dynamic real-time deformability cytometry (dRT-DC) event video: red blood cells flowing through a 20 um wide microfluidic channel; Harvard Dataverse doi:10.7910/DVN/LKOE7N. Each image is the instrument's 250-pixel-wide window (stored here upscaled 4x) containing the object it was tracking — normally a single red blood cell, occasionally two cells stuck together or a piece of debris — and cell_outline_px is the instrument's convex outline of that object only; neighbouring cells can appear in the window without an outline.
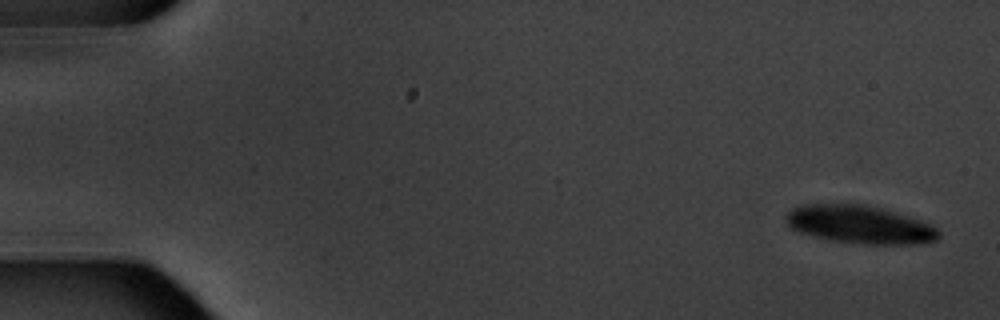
{"species": "common noctule bat (a hibernating species)", "species_latin": "Nyctalus noctula", "temperature_condition": "warm", "stored_images_in_passage": 6, "camera_frame_rate_fps": 3000, "um_per_image_px": 0.085, "animal": {"sex": "male", "body_mass_g": 20.1, "forearm_length_mm": 53.5}, "frame": {"image": 1, "passage_image": 1, "time_ms": 0.0, "image_size_px": [1000, 320], "cell_outline_px": [[940, 236], [936, 240], [920, 244], [864, 244], [828, 240], [800, 232], [792, 228], [784, 220], [784, 216], [792, 208], [804, 204], [868, 204], [884, 208], [932, 224], [940, 232]], "centroid_in_image_um": [73.09, 19.08], "position_along_channel_um": 11.9, "area_um2": 34.16}}